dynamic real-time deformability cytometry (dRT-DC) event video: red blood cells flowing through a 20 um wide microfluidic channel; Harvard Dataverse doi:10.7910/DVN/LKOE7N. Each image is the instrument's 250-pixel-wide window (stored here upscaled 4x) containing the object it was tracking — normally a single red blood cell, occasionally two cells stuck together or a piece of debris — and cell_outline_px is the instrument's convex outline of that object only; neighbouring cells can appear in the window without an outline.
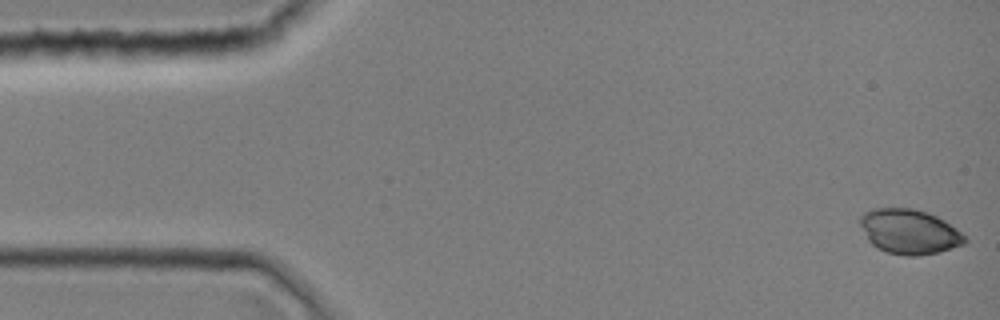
{"species": "common noctule bat (a hibernating species)", "species_latin": "Nyctalus noctula", "temperature_condition": "room temperature", "stored_images_in_passage": 38, "camera_frame_rate_fps": 3000, "um_per_image_px": 0.085, "animal": {"sex": "female", "body_mass_g": 19.0, "forearm_length_mm": 51.5}, "frame": {"image": 1, "passage_image": 1, "time_ms": 0.0, "image_size_px": [1000, 320], "cell_outline_px": [[968, 240], [964, 244], [940, 252], [916, 256], [904, 256], [888, 252], [876, 248], [868, 240], [860, 224], [860, 216], [864, 212], [872, 208], [912, 208], [928, 212], [944, 220], [956, 228]], "centroid_in_image_um": [77.28, 19.69], "position_along_channel_um": 7.7, "area_um2": 27.4}}
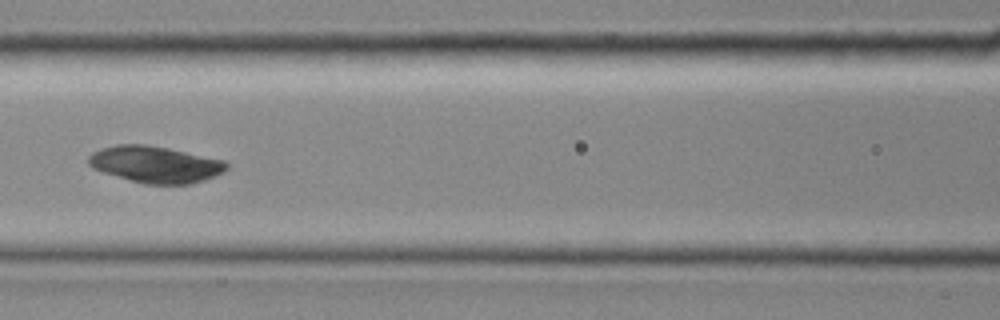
{"frame": {"image": 2, "passage_image": 17, "time_ms": 5.333, "image_size_px": [1000, 320], "cell_outline_px": [[228, 168], [224, 172], [216, 176], [192, 184], [144, 184], [104, 172], [92, 168], [88, 164], [88, 156], [92, 152], [100, 148], [116, 144], [148, 144], [168, 148], [224, 160], [228, 164]], "centroid_in_image_um": [13.2, 13.97], "position_along_channel_um": 153.4, "area_um2": 29.59}}
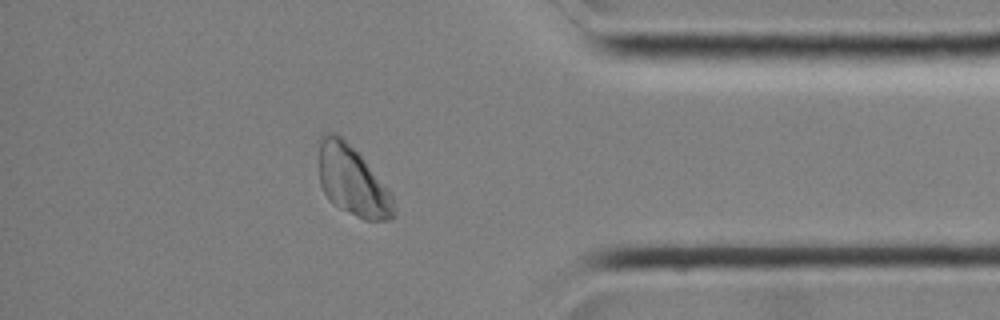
{"frame": {"image": 3, "passage_image": 33, "time_ms": 10.667, "image_size_px": [1000, 320], "cell_outline_px": [[396, 216], [388, 220], [364, 220], [332, 204], [328, 200], [320, 184], [316, 140], [324, 132], [336, 132], [364, 160], [392, 192], [396, 208]], "centroid_in_image_um": [29.92, 15.37], "position_along_channel_um": 405.3, "area_um2": 31.15}}